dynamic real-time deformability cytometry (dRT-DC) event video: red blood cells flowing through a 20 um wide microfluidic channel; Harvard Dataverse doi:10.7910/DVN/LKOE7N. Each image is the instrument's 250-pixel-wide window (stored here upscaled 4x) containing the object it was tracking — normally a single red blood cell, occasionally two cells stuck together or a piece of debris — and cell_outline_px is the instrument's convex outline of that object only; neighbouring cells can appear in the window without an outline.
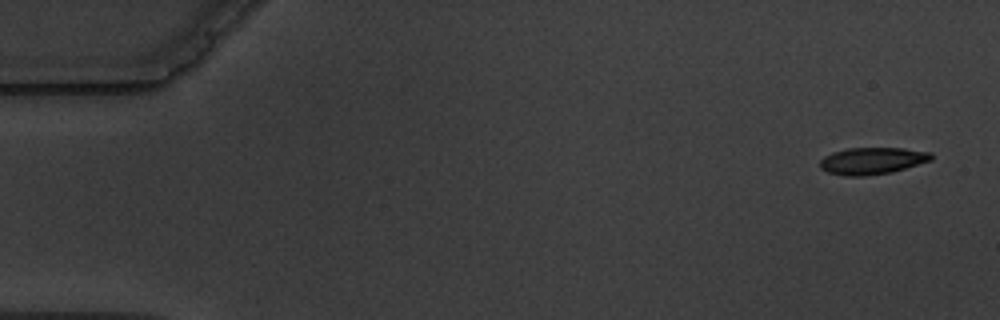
{"species": "common noctule bat (a hibernating species)", "species_latin": "Nyctalus noctula", "temperature_condition": "warm", "stored_images_in_passage": 3, "camera_frame_rate_fps": 3000, "um_per_image_px": 0.085, "animal": {"sex": "male", "body_mass_g": 19.5, "forearm_length_mm": 54.6}, "frame": {"image": 1, "passage_image": 1, "time_ms": 0.0, "image_size_px": [1000, 320], "cell_outline_px": [[932, 160], [892, 172], [864, 176], [844, 176], [828, 172], [820, 168], [820, 160], [824, 156], [832, 152], [848, 148], [904, 148], [932, 152]], "centroid_in_image_um": [74.13, 13.66], "position_along_channel_um": 10.9, "area_um2": 17.51}}